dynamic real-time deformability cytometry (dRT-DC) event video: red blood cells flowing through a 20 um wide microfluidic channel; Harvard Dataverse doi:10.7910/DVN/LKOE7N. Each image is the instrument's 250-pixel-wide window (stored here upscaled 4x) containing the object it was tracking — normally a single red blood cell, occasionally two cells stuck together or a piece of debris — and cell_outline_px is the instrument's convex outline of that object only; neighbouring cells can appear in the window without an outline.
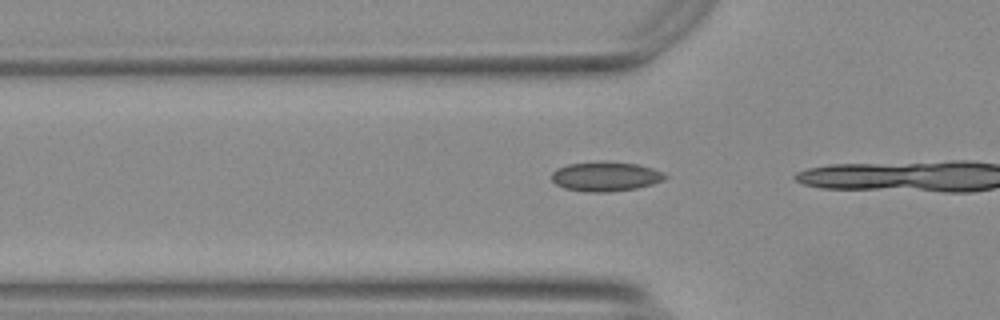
{"species": "Egyptian fruit bat (a non-hibernating species)", "species_latin": "Rousettus aegyptiacus", "temperature_condition": "warm", "stored_images_in_passage": 4, "camera_frame_rate_fps": 3000, "um_per_image_px": 0.085, "animal": {"sex": "female"}, "frame": {"image": 1, "passage_image": 2, "time_ms": 0.333, "image_size_px": [1000, 320], "cell_outline_px": [[668, 176], [664, 180], [652, 184], [636, 188], [608, 192], [584, 192], [564, 188], [556, 184], [552, 180], [552, 172], [556, 168], [568, 164], [600, 160], [604, 160], [636, 164], [652, 168], [664, 172]], "centroid_in_image_um": [51.46, 14.98], "position_along_channel_um": 74.3, "area_um2": 19.83}}